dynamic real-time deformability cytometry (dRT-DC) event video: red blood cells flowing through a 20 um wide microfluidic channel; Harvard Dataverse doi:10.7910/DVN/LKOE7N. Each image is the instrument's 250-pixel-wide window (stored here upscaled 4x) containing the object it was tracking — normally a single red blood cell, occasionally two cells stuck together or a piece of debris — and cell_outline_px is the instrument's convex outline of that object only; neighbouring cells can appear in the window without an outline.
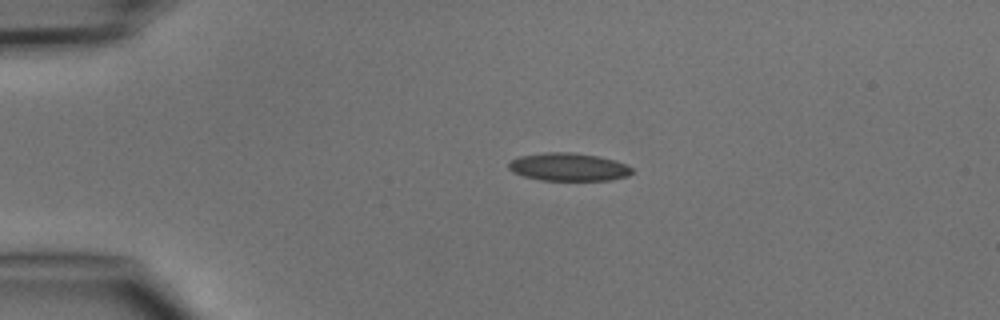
{"species": "common noctule bat (a hibernating species)", "species_latin": "Nyctalus noctula", "temperature_condition": "cold", "stored_images_in_passage": 2, "camera_frame_rate_fps": 3000, "um_per_image_px": 0.085, "animal": {"sex": "male", "body_mass_g": 15.6}, "frame": {"image": 1, "passage_image": 1, "time_ms": 0.0, "image_size_px": [1000, 320], "cell_outline_px": [[632, 172], [628, 176], [608, 180], [540, 180], [524, 176], [512, 172], [508, 168], [508, 164], [512, 160], [520, 156], [544, 152], [572, 152], [596, 156], [612, 160], [624, 164], [632, 168]], "centroid_in_image_um": [48.28, 14.19], "position_along_channel_um": 36.7, "area_um2": 19.88}}